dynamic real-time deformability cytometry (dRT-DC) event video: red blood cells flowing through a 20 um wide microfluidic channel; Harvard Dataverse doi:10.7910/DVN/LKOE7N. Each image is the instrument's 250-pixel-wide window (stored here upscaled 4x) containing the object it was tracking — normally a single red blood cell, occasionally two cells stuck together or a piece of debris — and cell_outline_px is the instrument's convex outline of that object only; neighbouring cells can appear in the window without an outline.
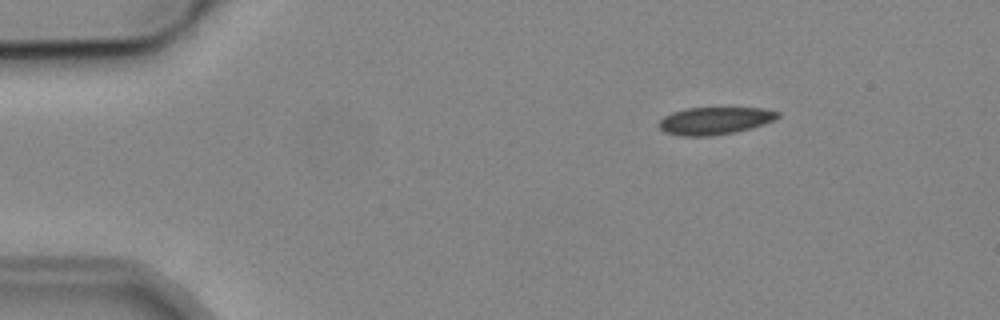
{"species": "common noctule bat (a hibernating species)", "species_latin": "Nyctalus noctula", "temperature_condition": "cold", "stored_images_in_passage": 3, "camera_frame_rate_fps": 3000, "um_per_image_px": 0.085, "animal": {"sex": "male", "body_mass_g": 19.2, "forearm_length_mm": 51.8}, "frame": {"image": 1, "passage_image": 1, "time_ms": 0.0, "image_size_px": [1000, 320], "cell_outline_px": [[780, 116], [764, 124], [752, 128], [712, 136], [680, 136], [664, 132], [660, 128], [660, 120], [664, 116], [672, 112], [684, 108], [764, 108], [780, 112]], "centroid_in_image_um": [60.75, 10.26], "position_along_channel_um": 24.3, "area_um2": 18.96}}